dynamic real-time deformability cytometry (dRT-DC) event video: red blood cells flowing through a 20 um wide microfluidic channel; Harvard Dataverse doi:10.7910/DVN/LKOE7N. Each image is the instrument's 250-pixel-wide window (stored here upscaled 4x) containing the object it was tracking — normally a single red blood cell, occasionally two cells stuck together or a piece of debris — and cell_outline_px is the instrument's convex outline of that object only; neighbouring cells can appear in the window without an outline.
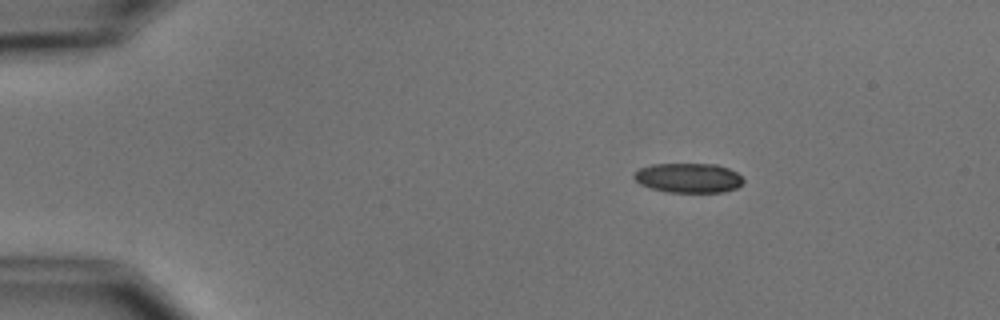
{"species": "common noctule bat (a hibernating species)", "species_latin": "Nyctalus noctula", "temperature_condition": "cold", "stored_images_in_passage": 3, "camera_frame_rate_fps": 3000, "um_per_image_px": 0.085, "animal": {"sex": "male", "body_mass_g": 15.6}, "frame": {"image": 1, "passage_image": 1, "time_ms": 0.0, "image_size_px": [1000, 320], "cell_outline_px": [[744, 180], [736, 188], [724, 192], [664, 192], [648, 188], [640, 184], [632, 176], [640, 168], [652, 164], [716, 164], [728, 168], [736, 172]], "centroid_in_image_um": [58.49, 15.13], "position_along_channel_um": 26.5, "area_um2": 18.9}}
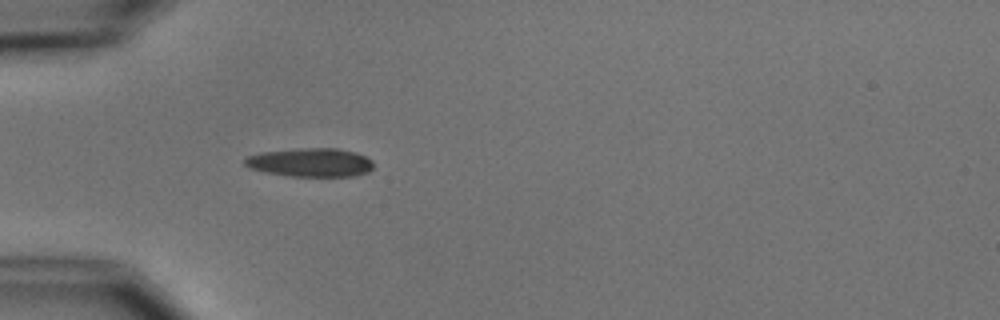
{"frame": {"image": 2, "passage_image": 3, "time_ms": 2.667, "image_size_px": [1000, 320], "cell_outline_px": [[372, 168], [368, 172], [352, 176], [288, 176], [264, 172], [248, 168], [244, 164], [244, 160], [248, 156], [260, 152], [300, 148], [336, 148], [356, 152], [372, 160]], "centroid_in_image_um": [26.36, 13.8], "position_along_channel_um": 58.6, "area_um2": 21.56}}